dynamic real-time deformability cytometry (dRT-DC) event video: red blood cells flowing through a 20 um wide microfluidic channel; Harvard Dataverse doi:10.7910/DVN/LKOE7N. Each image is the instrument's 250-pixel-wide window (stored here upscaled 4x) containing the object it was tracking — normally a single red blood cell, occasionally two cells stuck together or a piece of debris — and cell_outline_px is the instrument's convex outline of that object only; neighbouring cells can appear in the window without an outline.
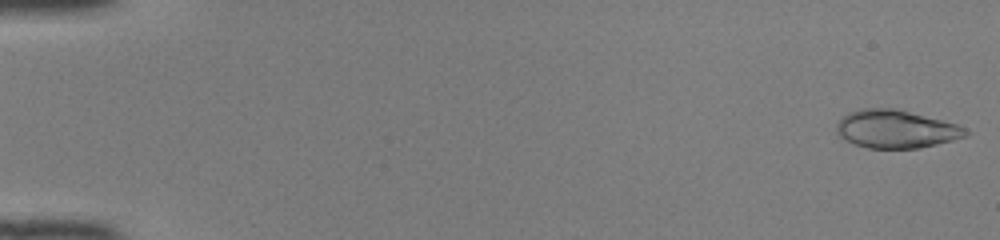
{"species": "common noctule bat (a hibernating species)", "species_latin": "Nyctalus noctula", "temperature_condition": "room temperature", "stored_images_in_passage": 49, "camera_frame_rate_fps": 3000, "um_per_image_px": 0.085, "animal": {"sex": "female", "body_mass_g": 22.0, "forearm_length_mm": 56.7}, "frame": {"image": 1, "passage_image": 1, "time_ms": 0.0, "image_size_px": [1000, 240], "cell_outline_px": [[972, 132], [968, 136], [920, 148], [868, 148], [844, 140], [836, 132], [836, 124], [848, 112], [864, 108], [892, 108], [956, 124]], "centroid_in_image_um": [76.14, 10.98], "position_along_channel_um": 8.9, "area_um2": 28.32}, "authors_computed_cell_mechanics": {"area_um2": 27.8596, "velocity_mm_per_s": 4.1529, "shape_relaxation_time_tau1_ms": 6.4419, "shape_relaxation_time_tau2_ms": 0.6777, "deformation_change_tau1": 0.1338, "deformation_change_tau2": 0.0607}}